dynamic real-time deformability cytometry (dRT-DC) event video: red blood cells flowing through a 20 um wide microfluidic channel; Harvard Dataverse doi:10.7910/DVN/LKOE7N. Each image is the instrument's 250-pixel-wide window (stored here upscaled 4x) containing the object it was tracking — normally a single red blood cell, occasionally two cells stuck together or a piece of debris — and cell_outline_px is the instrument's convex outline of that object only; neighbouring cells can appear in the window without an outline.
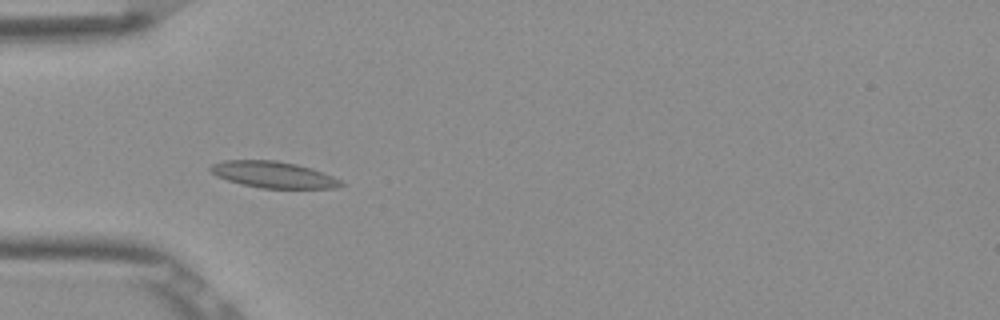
{"species": "Egyptian fruit bat (a non-hibernating species)", "species_latin": "Rousettus aegyptiacus", "temperature_condition": "room temperature", "stored_images_in_passage": 5, "camera_frame_rate_fps": 3000, "um_per_image_px": 0.085, "frame": {"image": 1, "passage_image": 4, "time_ms": 1.0, "image_size_px": [1000, 320], "cell_outline_px": [[344, 184], [336, 188], [260, 188], [240, 184], [216, 176], [208, 168], [212, 164], [224, 160], [276, 160], [296, 164], [312, 168], [332, 176], [340, 180]], "centroid_in_image_um": [23.21, 14.84], "position_along_channel_um": 61.8, "area_um2": 20.06}}
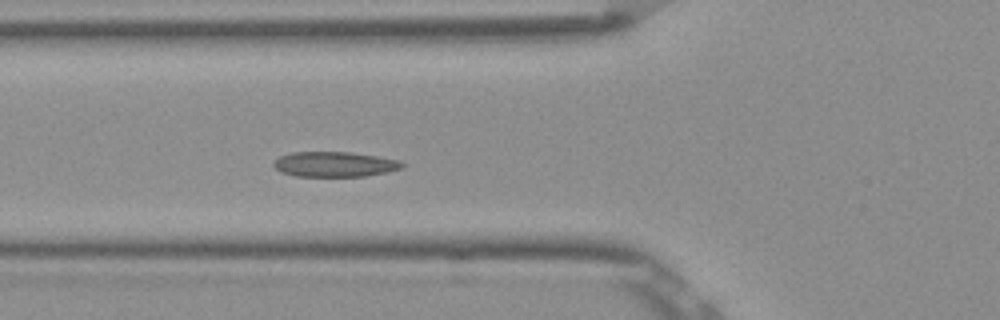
{"frame": {"image": 2, "passage_image": 5, "time_ms": 1.333, "image_size_px": [1000, 320], "cell_outline_px": [[404, 164], [400, 168], [388, 172], [364, 176], [296, 176], [280, 172], [272, 164], [280, 156], [292, 152], [348, 152], [376, 156], [400, 160]], "centroid_in_image_um": [28.43, 13.96], "position_along_channel_um": 97.4, "area_um2": 18.67}}